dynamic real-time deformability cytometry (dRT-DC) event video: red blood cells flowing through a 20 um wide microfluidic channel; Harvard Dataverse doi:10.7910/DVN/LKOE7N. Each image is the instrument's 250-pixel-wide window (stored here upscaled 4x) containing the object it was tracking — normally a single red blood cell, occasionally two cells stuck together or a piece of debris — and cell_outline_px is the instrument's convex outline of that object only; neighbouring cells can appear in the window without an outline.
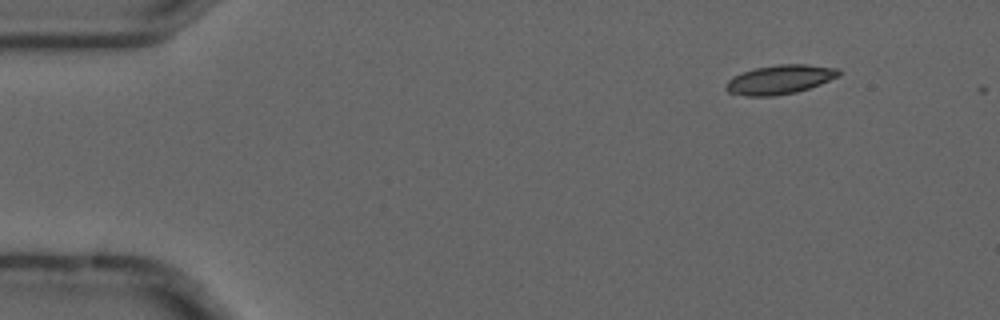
{"species": "common noctule bat (a hibernating species)", "species_latin": "Nyctalus noctula", "temperature_condition": "cold", "stored_images_in_passage": 9, "camera_frame_rate_fps": 3000, "um_per_image_px": 0.085, "animal": {"sex": "male", "forearm_length_mm": 52.5}, "frame": {"image": 1, "passage_image": 1, "time_ms": 0.0, "image_size_px": [1000, 320], "cell_outline_px": [[840, 76], [820, 84], [796, 92], [772, 96], [748, 96], [728, 92], [724, 88], [728, 80], [732, 76], [756, 68], [776, 64], [808, 64], [836, 68], [840, 72]], "centroid_in_image_um": [66.28, 6.75], "position_along_channel_um": 18.7, "area_um2": 19.07}}